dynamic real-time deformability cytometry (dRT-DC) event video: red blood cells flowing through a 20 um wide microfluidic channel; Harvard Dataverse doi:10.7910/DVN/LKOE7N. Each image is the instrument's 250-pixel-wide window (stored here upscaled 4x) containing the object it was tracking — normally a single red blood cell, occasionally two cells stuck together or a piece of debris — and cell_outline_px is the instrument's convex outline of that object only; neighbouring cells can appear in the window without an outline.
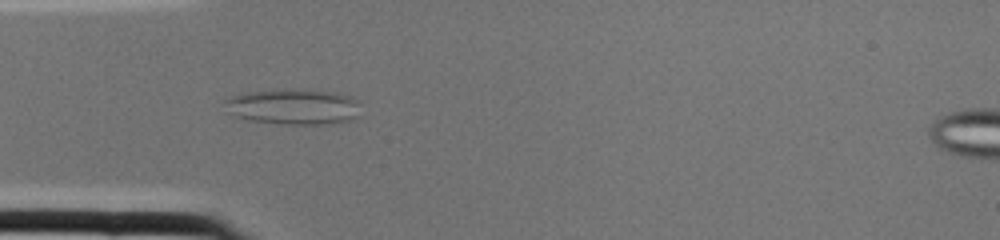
{"species": "common noctule bat (a hibernating species)", "species_latin": "Nyctalus noctula", "temperature_condition": "cold", "stored_images_in_passage": 2, "camera_frame_rate_fps": 3000, "um_per_image_px": 0.085, "animal": {"sex": "female", "body_mass_g": 22.0, "forearm_length_mm": 56.7}, "frame": {"image": 1, "passage_image": 2, "time_ms": 0.333, "image_size_px": [1000, 240], "cell_outline_px": [[356, 116], [348, 120], [328, 124], [280, 124], [248, 120], [236, 116], [228, 112], [224, 100], [232, 96], [244, 92], [328, 92], [348, 96], [356, 100]], "centroid_in_image_um": [24.86, 9.13], "position_along_channel_um": 60.1, "area_um2": 26.65}}